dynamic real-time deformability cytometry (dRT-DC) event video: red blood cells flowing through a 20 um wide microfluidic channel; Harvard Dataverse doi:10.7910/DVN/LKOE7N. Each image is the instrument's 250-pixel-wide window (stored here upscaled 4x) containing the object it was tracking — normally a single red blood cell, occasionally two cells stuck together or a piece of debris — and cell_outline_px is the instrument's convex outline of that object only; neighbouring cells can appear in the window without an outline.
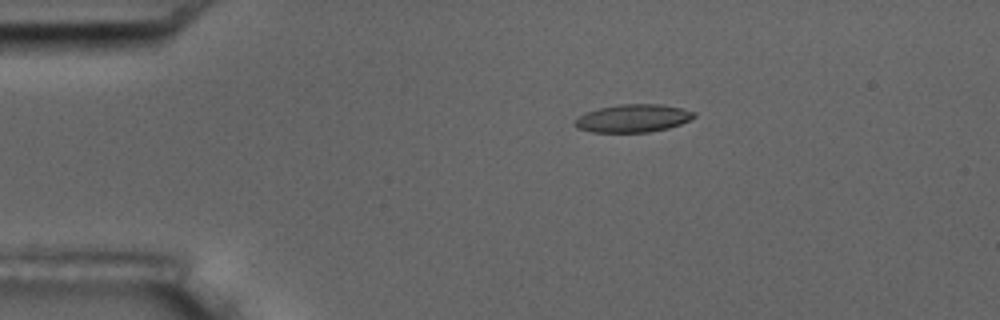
{"species": "common noctule bat (a hibernating species)", "species_latin": "Nyctalus noctula", "temperature_condition": "room temperature", "stored_images_in_passage": 7, "camera_frame_rate_fps": 3000, "um_per_image_px": 0.085, "animal": {"sex": "male", "body_mass_g": 17.5, "forearm_length_mm": 52.3}, "frame": {"image": 1, "passage_image": 3, "time_ms": 3.0, "image_size_px": [1000, 320], "cell_outline_px": [[696, 116], [680, 124], [668, 128], [648, 132], [592, 132], [576, 128], [572, 124], [580, 116], [588, 112], [600, 108], [620, 104], [660, 104], [680, 108], [696, 112]], "centroid_in_image_um": [53.8, 10.06], "position_along_channel_um": 31.2, "area_um2": 19.19}}
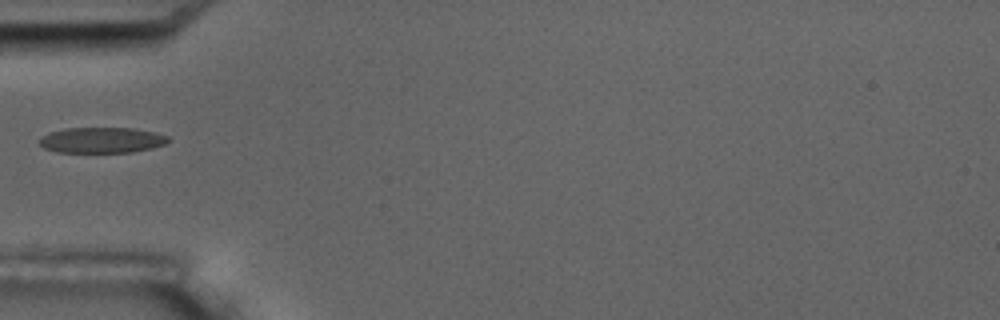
{"frame": {"image": 2, "passage_image": 5, "time_ms": 5.667, "image_size_px": [1000, 320], "cell_outline_px": [[168, 140], [164, 144], [152, 148], [132, 152], [56, 152], [44, 148], [36, 140], [40, 136], [48, 132], [64, 128], [136, 128], [156, 132], [168, 136]], "centroid_in_image_um": [8.59, 11.9], "position_along_channel_um": 76.4, "area_um2": 19.48}}